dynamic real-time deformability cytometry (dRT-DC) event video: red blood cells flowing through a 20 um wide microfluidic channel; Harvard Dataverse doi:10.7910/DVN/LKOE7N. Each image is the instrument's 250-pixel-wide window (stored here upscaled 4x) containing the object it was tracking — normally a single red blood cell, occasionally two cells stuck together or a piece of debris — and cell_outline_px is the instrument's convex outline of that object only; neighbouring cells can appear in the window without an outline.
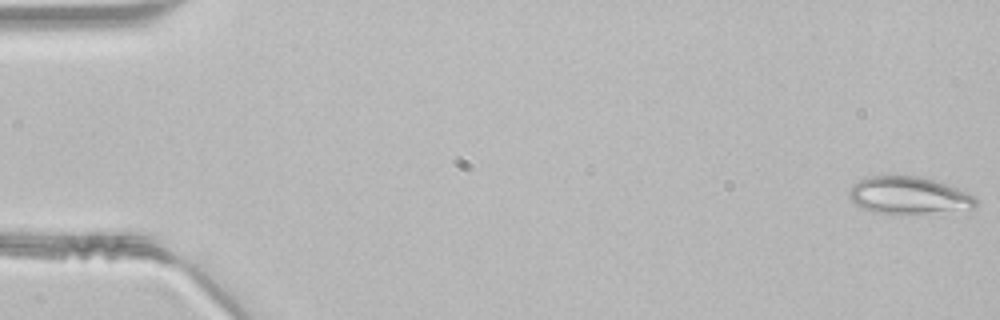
{"species": "common noctule bat (a hibernating species)", "species_latin": "Nyctalus noctula", "temperature_condition": "room temperature", "stored_images_in_passage": 47, "segment_of_instrument_passage": [1, 2], "camera_frame_rate_fps": 3000, "um_per_image_px": 0.085, "animal": {"sex": "male", "body_mass_g": 21.5, "forearm_length_mm": 52.0}, "frame": {"image": 1, "passage_image": 1, "time_ms": 0.0, "image_size_px": [1000, 320], "cell_outline_px": [[980, 200], [972, 208], [924, 212], [872, 212], [856, 204], [848, 196], [848, 192], [852, 184], [864, 176], [916, 176], [932, 180], [968, 192], [976, 196]], "centroid_in_image_um": [77.2, 16.57], "position_along_channel_um": 7.8, "area_um2": 26.82}}
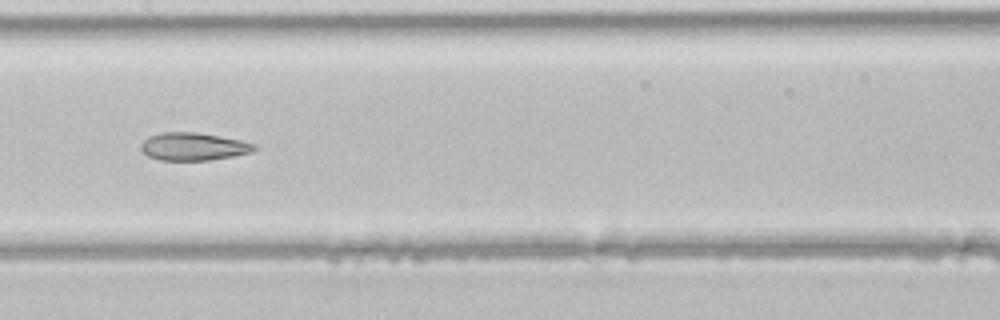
{"frame": {"image": 2, "passage_image": 24, "time_ms": 7.667, "image_size_px": [1000, 320], "cell_outline_px": [[256, 148], [252, 152], [232, 156], [208, 160], [160, 160], [148, 156], [140, 148], [140, 144], [148, 136], [160, 132], [196, 132], [220, 136], [240, 140], [256, 144]], "centroid_in_image_um": [16.41, 12.45], "position_along_channel_um": 191.0, "area_um2": 18.32}}
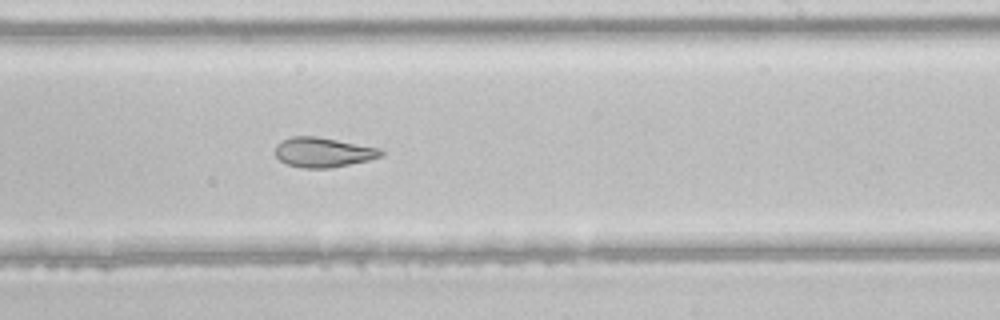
{"frame": {"image": 3, "passage_image": 29, "time_ms": 9.333, "image_size_px": [1000, 320], "cell_outline_px": [[384, 156], [368, 160], [328, 168], [304, 168], [288, 164], [280, 160], [276, 156], [276, 144], [280, 140], [292, 136], [316, 136], [380, 148], [384, 152]], "centroid_in_image_um": [27.46, 12.93], "position_along_channel_um": 261.5, "area_um2": 18.26}}